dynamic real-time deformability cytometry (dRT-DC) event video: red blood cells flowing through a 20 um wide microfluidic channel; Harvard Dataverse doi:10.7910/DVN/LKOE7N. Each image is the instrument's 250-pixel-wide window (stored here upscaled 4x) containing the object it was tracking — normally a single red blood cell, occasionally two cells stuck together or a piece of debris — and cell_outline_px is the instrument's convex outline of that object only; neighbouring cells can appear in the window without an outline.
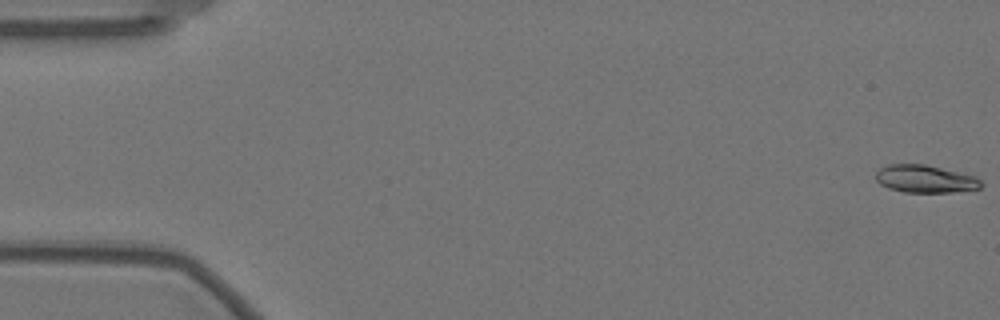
{"species": "Egyptian fruit bat (a non-hibernating species)", "species_latin": "Rousettus aegyptiacus", "temperature_condition": "warm", "stored_images_in_passage": 57, "camera_frame_rate_fps": 3000, "um_per_image_px": 0.085, "animal": {"sex": "female"}, "frame": {"image": 1, "passage_image": 1, "time_ms": 0.0, "image_size_px": [1000, 320], "cell_outline_px": [[984, 184], [980, 188], [952, 192], [904, 192], [888, 188], [880, 184], [876, 180], [876, 172], [880, 168], [888, 164], [924, 164], [976, 176]], "centroid_in_image_um": [78.64, 15.21], "position_along_channel_um": 6.4, "area_um2": 16.94}}
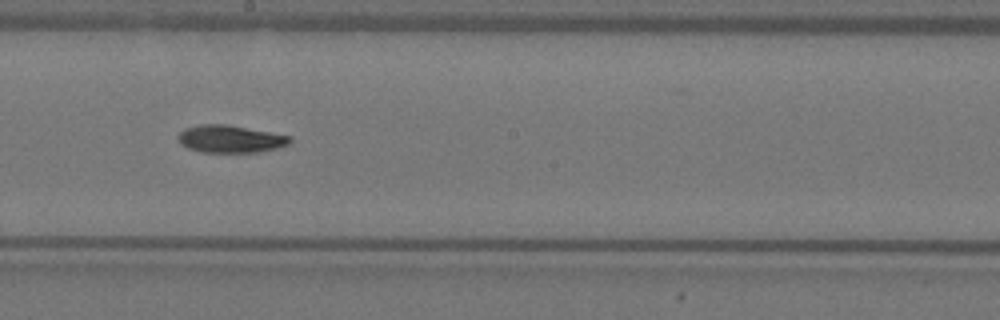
{"frame": {"image": 2, "passage_image": 32, "time_ms": 10.333, "image_size_px": [1000, 320], "cell_outline_px": [[292, 140], [288, 144], [276, 148], [256, 152], [204, 152], [188, 148], [180, 144], [180, 132], [184, 128], [200, 124], [224, 124], [292, 136]], "centroid_in_image_um": [19.58, 11.81], "position_along_channel_um": 228.6, "area_um2": 17.63}}
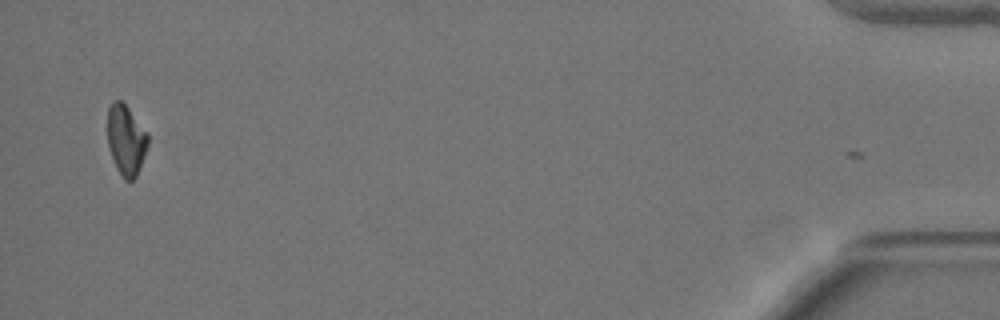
{"frame": {"image": 3, "passage_image": 56, "time_ms": 18.333, "image_size_px": [1000, 320], "cell_outline_px": [[148, 144], [140, 168], [136, 176], [132, 180], [124, 180], [116, 168], [108, 148], [108, 108], [116, 100], [120, 100], [128, 108], [148, 132]], "centroid_in_image_um": [10.72, 11.92], "position_along_channel_um": 424.5, "area_um2": 16.47}, "authors_computed_cell_mechanics": {"area_um2": 17.4556, "velocity_mm_per_s": 3.5431, "shape_relaxation_time_tau1_ms": 10.5428, "shape_relaxation_time_tau2_ms": null, "deformation_change_tau1": 0.2391, "deformation_change_tau2": null}}